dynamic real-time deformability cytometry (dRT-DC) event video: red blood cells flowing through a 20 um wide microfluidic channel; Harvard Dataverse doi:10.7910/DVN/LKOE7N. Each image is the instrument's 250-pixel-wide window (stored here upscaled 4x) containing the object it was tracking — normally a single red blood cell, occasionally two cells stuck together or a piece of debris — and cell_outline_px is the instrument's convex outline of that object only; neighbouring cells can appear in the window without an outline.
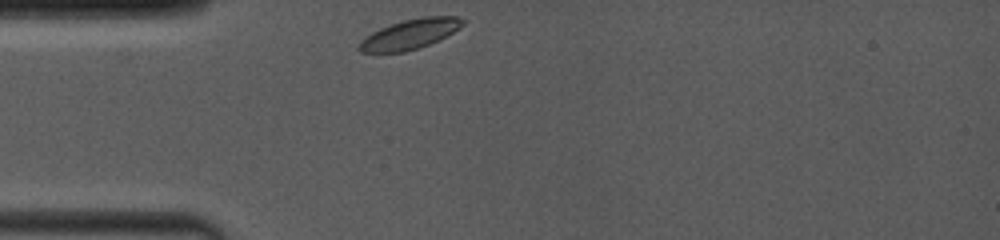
{"species": "common noctule bat (a hibernating species)", "species_latin": "Nyctalus noctula", "temperature_condition": "room temperature", "stored_images_in_passage": 26, "camera_frame_rate_fps": 4000, "um_per_image_px": 0.085, "animal": {"sex": "female", "body_mass_g": 19.0, "forearm_length_mm": 53.3}, "frame": {"image": 1, "passage_image": 1, "time_ms": 0.0, "image_size_px": [1000, 240], "cell_outline_px": [[464, 24], [452, 32], [428, 44], [404, 52], [360, 52], [356, 48], [360, 40], [364, 36], [380, 28], [404, 20], [424, 16], [456, 16], [464, 20]], "centroid_in_image_um": [34.78, 2.9], "position_along_channel_um": 50.2, "area_um2": 17.74}}
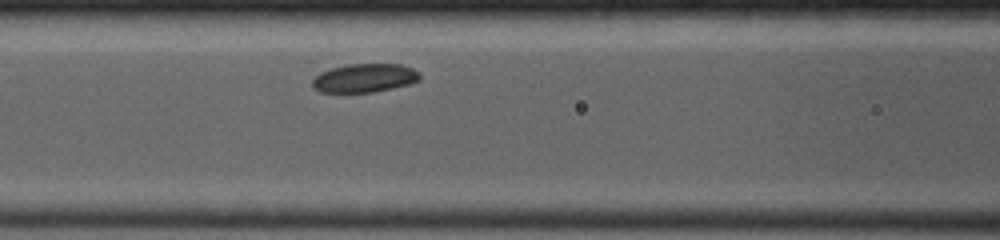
{"frame": {"image": 2, "passage_image": 7, "time_ms": 2.5, "image_size_px": [1000, 240], "cell_outline_px": [[420, 80], [408, 84], [392, 88], [372, 92], [320, 92], [312, 84], [312, 80], [320, 72], [332, 68], [348, 64], [400, 64], [412, 68], [420, 72]], "centroid_in_image_um": [31.01, 6.62], "position_along_channel_um": 135.6, "area_um2": 17.8}}
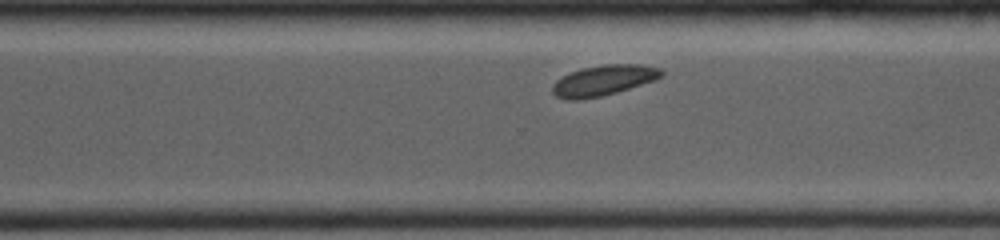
{"frame": {"image": 3, "passage_image": 21, "time_ms": 7.25, "image_size_px": [1000, 240], "cell_outline_px": [[664, 76], [616, 92], [600, 96], [576, 100], [568, 100], [556, 96], [552, 92], [552, 84], [556, 80], [572, 72], [584, 68], [604, 64], [640, 64], [660, 68], [664, 72]], "centroid_in_image_um": [51.29, 6.83], "position_along_channel_um": 319.3, "area_um2": 19.02}}